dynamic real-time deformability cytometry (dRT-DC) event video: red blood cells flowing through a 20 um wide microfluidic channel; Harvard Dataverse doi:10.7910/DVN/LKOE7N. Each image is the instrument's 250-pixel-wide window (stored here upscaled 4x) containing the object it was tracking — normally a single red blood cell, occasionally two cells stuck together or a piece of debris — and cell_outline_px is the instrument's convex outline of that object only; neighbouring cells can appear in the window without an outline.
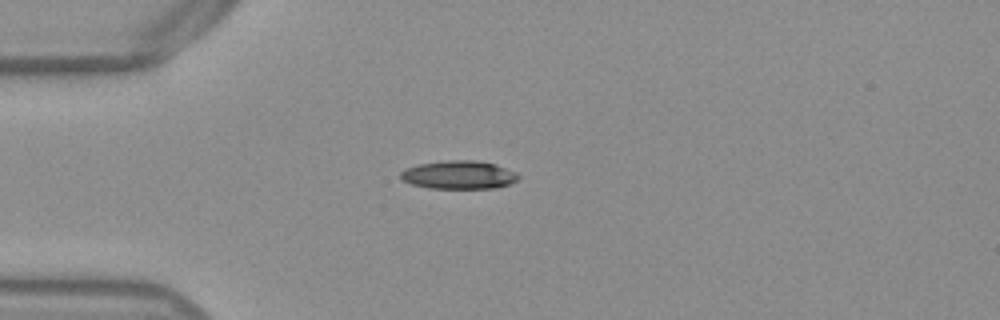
{"species": "Egyptian fruit bat (a non-hibernating species)", "species_latin": "Rousettus aegyptiacus", "temperature_condition": "warm", "stored_images_in_passage": 40, "camera_frame_rate_fps": 3000, "um_per_image_px": 0.085, "frame": {"image": 1, "passage_image": 1, "time_ms": 0.0, "image_size_px": [1000, 320], "cell_outline_px": [[520, 176], [516, 180], [508, 184], [496, 188], [428, 188], [412, 184], [404, 180], [400, 176], [400, 172], [404, 168], [416, 164], [448, 160], [476, 160], [496, 164], [516, 172]], "centroid_in_image_um": [38.99, 14.85], "position_along_channel_um": 46.0, "area_um2": 19.48}}
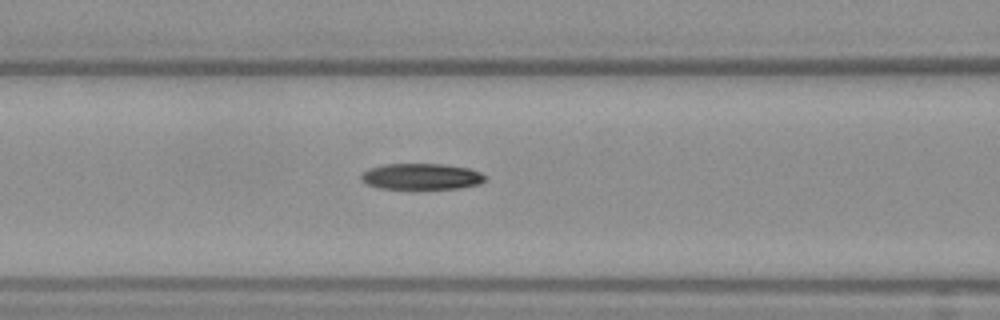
{"frame": {"image": 2, "passage_image": 9, "time_ms": 2.667, "image_size_px": [1000, 320], "cell_outline_px": [[488, 180], [480, 184], [460, 188], [380, 188], [368, 184], [360, 180], [360, 176], [368, 168], [384, 164], [444, 164], [468, 168], [480, 172], [488, 176]], "centroid_in_image_um": [35.86, 14.99], "position_along_channel_um": 130.7, "area_um2": 18.9}}
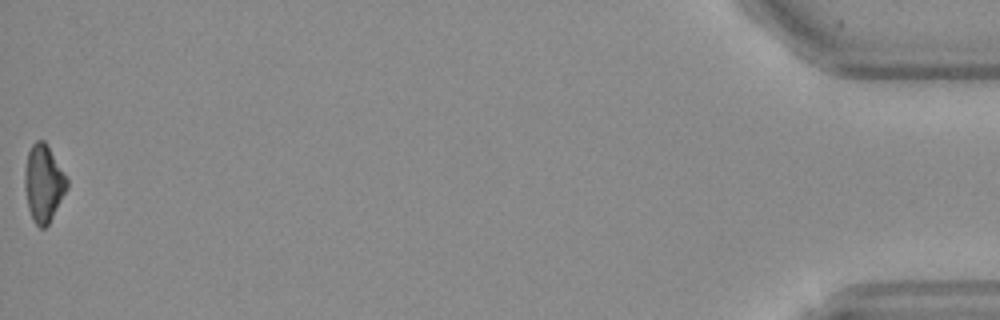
{"frame": {"image": 3, "passage_image": 40, "time_ms": 13.0, "image_size_px": [1000, 320], "cell_outline_px": [[68, 188], [48, 224], [44, 228], [40, 228], [36, 224], [28, 208], [24, 188], [24, 172], [28, 152], [32, 144], [36, 140], [44, 140], [48, 144], [68, 180]], "centroid_in_image_um": [3.7, 15.55], "position_along_channel_um": 431.5, "area_um2": 18.96}}